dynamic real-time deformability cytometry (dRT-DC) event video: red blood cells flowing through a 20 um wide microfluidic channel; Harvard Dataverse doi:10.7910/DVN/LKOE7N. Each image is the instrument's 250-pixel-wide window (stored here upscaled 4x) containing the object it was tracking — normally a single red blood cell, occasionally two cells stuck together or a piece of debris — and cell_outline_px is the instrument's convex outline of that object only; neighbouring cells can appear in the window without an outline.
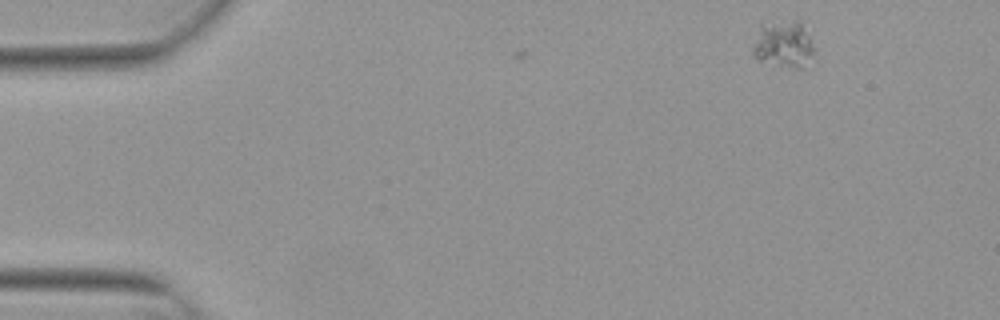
{"species": "Egyptian fruit bat (a non-hibernating species)", "species_latin": "Rousettus aegyptiacus", "temperature_condition": "warm", "stored_images_in_passage": 3, "camera_frame_rate_fps": 3000, "um_per_image_px": 0.085, "animal": {"sex": "female"}, "frame": {"image": 1, "passage_image": 3, "time_ms": 0.667, "image_size_px": [1000, 320], "cell_outline_px": [[816, 52], [804, 68], [796, 68], [760, 60], [752, 56], [752, 48], [760, 24], [792, 20], [804, 20], [816, 48]], "centroid_in_image_um": [66.68, 3.72], "position_along_channel_um": 18.3, "area_um2": 17.28}}